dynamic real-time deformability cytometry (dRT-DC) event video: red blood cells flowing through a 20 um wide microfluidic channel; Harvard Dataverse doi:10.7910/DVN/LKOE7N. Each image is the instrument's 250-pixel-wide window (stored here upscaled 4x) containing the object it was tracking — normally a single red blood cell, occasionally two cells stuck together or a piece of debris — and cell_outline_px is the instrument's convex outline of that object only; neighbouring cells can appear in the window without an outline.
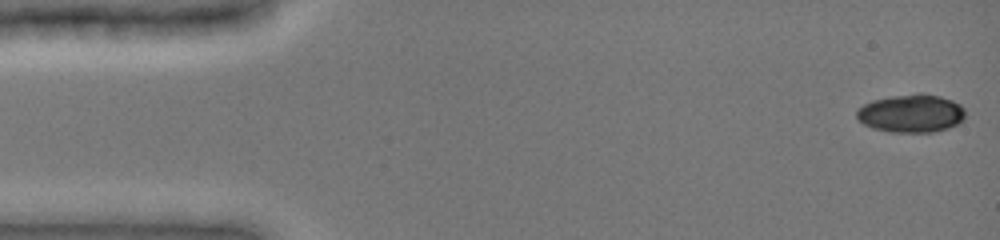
{"species": "common noctule bat (a hibernating species)", "species_latin": "Nyctalus noctula", "temperature_condition": "cold", "stored_images_in_passage": 48, "camera_frame_rate_fps": 3000, "um_per_image_px": 0.085, "animal": {"sex": "female", "body_mass_g": 19.0, "forearm_length_mm": 51.5}, "frame": {"image": 1, "passage_image": 1, "time_ms": 0.0, "image_size_px": [1000, 240], "cell_outline_px": [[964, 120], [948, 128], [932, 132], [888, 132], [872, 128], [864, 124], [856, 116], [856, 108], [872, 100], [892, 96], [916, 92], [920, 92], [940, 96], [952, 100], [960, 104], [964, 108]], "centroid_in_image_um": [77.44, 9.62], "position_along_channel_um": 7.6, "area_um2": 24.39}}
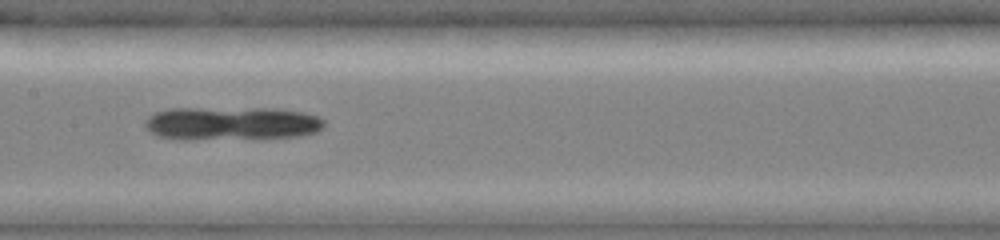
{"frame": {"image": 2, "passage_image": 24, "time_ms": 7.667, "image_size_px": [1000, 240], "cell_outline_px": [[324, 124], [316, 132], [304, 136], [192, 140], [180, 140], [156, 136], [148, 132], [144, 128], [144, 120], [148, 116], [156, 112], [168, 108], [276, 108], [304, 112], [320, 116], [324, 120]], "centroid_in_image_um": [19.62, 10.49], "position_along_channel_um": 187.8, "area_um2": 35.6}}
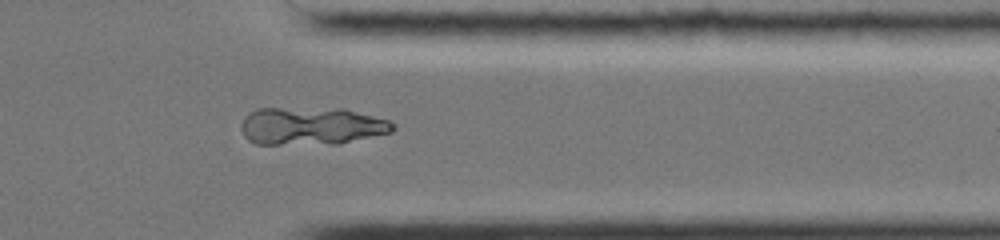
{"frame": {"image": 3, "passage_image": 39, "time_ms": 12.667, "image_size_px": [1000, 240], "cell_outline_px": [[396, 128], [392, 132], [340, 144], [256, 144], [248, 140], [244, 136], [240, 128], [240, 124], [244, 116], [248, 112], [256, 108], [344, 108], [392, 120], [396, 124]], "centroid_in_image_um": [26.49, 10.7], "position_along_channel_um": 384.9, "area_um2": 34.16}}